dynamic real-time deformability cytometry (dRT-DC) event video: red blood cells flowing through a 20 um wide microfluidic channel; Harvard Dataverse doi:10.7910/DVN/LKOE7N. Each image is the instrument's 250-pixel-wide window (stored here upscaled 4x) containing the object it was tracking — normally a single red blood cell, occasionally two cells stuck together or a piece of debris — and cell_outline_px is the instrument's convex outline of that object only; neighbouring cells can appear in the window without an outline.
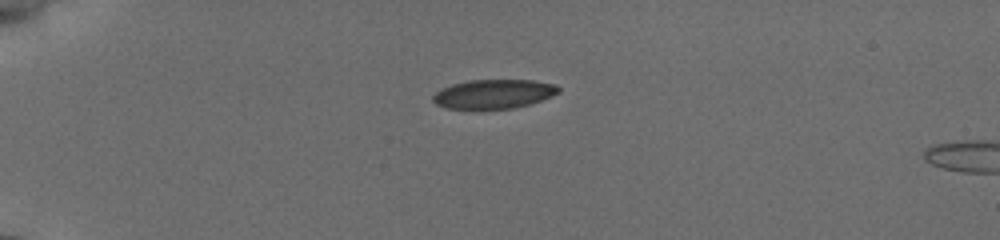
{"species": "common noctule bat (a hibernating species)", "species_latin": "Nyctalus noctula", "temperature_condition": "cold", "stored_images_in_passage": 9, "camera_frame_rate_fps": 3000, "um_per_image_px": 0.085, "animal": {"sex": "female", "body_mass_g": 19.5, "forearm_length_mm": 54.1}, "frame": {"image": 1, "passage_image": 1, "time_ms": 0.0, "image_size_px": [1000, 240], "cell_outline_px": [[560, 92], [540, 100], [528, 104], [512, 108], [448, 108], [436, 104], [432, 100], [432, 96], [440, 88], [452, 84], [468, 80], [532, 80], [556, 84], [560, 88]], "centroid_in_image_um": [41.95, 7.97], "position_along_channel_um": 43.1, "area_um2": 21.1}}